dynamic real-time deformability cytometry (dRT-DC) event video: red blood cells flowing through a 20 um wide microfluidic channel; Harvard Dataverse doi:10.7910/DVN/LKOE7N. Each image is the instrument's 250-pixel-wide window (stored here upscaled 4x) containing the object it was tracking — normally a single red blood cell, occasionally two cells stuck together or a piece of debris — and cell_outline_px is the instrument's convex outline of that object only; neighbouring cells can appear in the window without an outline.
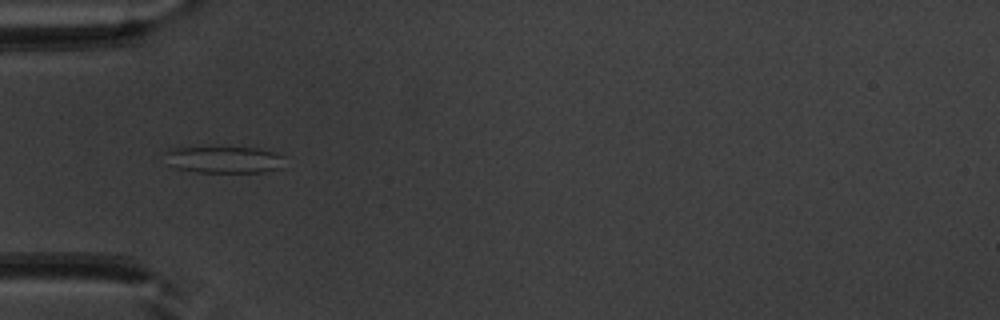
{"species": "common noctule bat (a hibernating species)", "species_latin": "Nyctalus noctula", "temperature_condition": "warm", "stored_images_in_passage": 35, "camera_frame_rate_fps": 3000, "um_per_image_px": 0.085, "animal": {"sex": "male", "body_mass_g": 20.1, "forearm_length_mm": 53.5}, "frame": {"image": 1, "passage_image": 1, "time_ms": 0.0, "image_size_px": [1000, 320], "cell_outline_px": [[284, 156], [276, 168], [264, 172], [196, 172], [176, 168], [168, 164], [160, 152], [172, 148], [256, 148], [276, 152]], "centroid_in_image_um": [18.91, 13.57], "position_along_channel_um": 66.1, "area_um2": 18.5}}
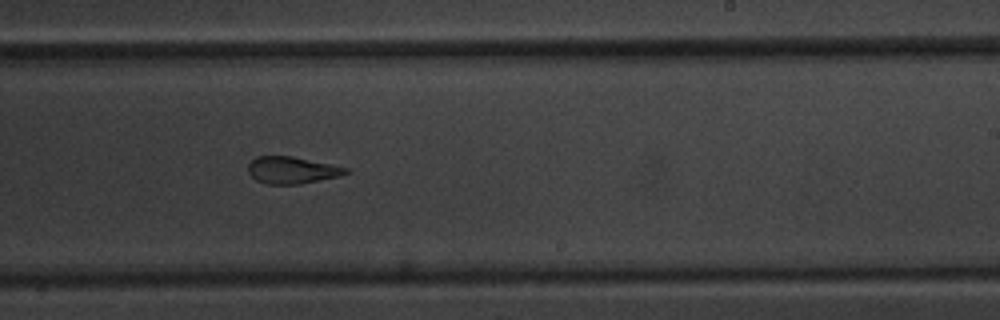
{"frame": {"image": 2, "passage_image": 16, "time_ms": 5.0, "image_size_px": [1000, 320], "cell_outline_px": [[352, 172], [340, 176], [300, 184], [268, 184], [256, 180], [248, 172], [248, 164], [256, 156], [292, 156], [348, 168]], "centroid_in_image_um": [24.82, 14.46], "position_along_channel_um": 264.2, "area_um2": 15.32}}
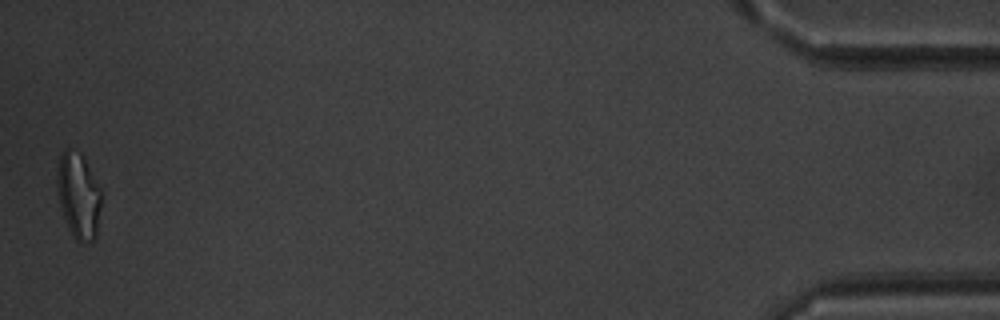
{"frame": {"image": 3, "passage_image": 35, "time_ms": 11.333, "image_size_px": [1000, 320], "cell_outline_px": [[100, 204], [96, 236], [92, 240], [84, 244], [80, 244], [72, 236], [68, 228], [60, 204], [56, 184], [56, 172], [60, 156], [64, 148], [68, 148], [80, 152], [84, 156], [100, 188]], "centroid_in_image_um": [6.65, 16.61], "position_along_channel_um": 428.6, "area_um2": 22.2}, "authors_computed_cell_mechanics": {"area_um2": 16.9354, "velocity_mm_per_s": 3.9724, "shape_relaxation_time_tau1_ms": null, "shape_relaxation_time_tau2_ms": 2.4837, "deformation_change_tau1": null, "deformation_change_tau2": 0.1195}}